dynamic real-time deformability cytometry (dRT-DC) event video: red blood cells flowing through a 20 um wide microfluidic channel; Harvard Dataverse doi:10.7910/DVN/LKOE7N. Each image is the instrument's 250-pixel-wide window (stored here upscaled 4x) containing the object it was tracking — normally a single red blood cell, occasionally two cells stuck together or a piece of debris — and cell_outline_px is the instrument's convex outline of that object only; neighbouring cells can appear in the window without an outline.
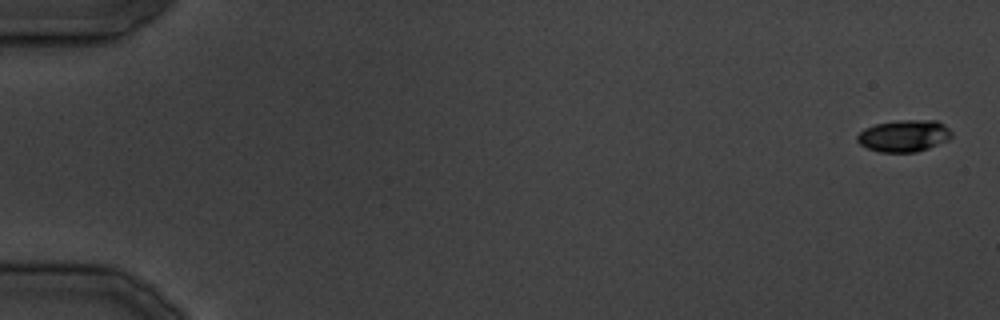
{"species": "common noctule bat (a hibernating species)", "species_latin": "Nyctalus noctula", "temperature_condition": "cold", "stored_images_in_passage": 37, "camera_frame_rate_fps": 3000, "um_per_image_px": 0.085, "animal": {"sex": "male", "body_mass_g": 19.5, "forearm_length_mm": 54.6}, "frame": {"image": 1, "passage_image": 1, "time_ms": 0.0, "image_size_px": [1000, 320], "cell_outline_px": [[952, 136], [948, 140], [928, 148], [916, 152], [880, 152], [868, 148], [860, 144], [856, 140], [856, 136], [864, 128], [876, 124], [900, 120], [936, 120], [944, 124], [952, 132]], "centroid_in_image_um": [76.84, 11.54], "position_along_channel_um": 8.2, "area_um2": 17.51}}
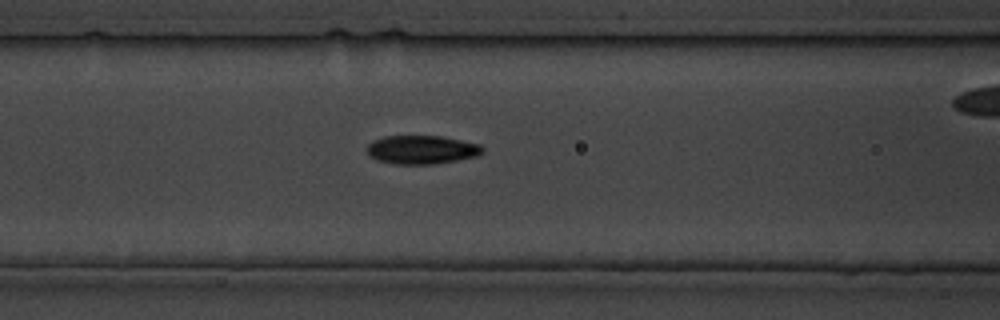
{"frame": {"image": 2, "passage_image": 16, "time_ms": 18.333, "image_size_px": [1000, 320], "cell_outline_px": [[484, 152], [480, 156], [436, 164], [396, 164], [376, 160], [368, 156], [364, 148], [372, 140], [384, 136], [440, 136], [480, 144], [484, 148]], "centroid_in_image_um": [35.82, 12.73], "position_along_channel_um": 130.8, "area_um2": 19.65}}
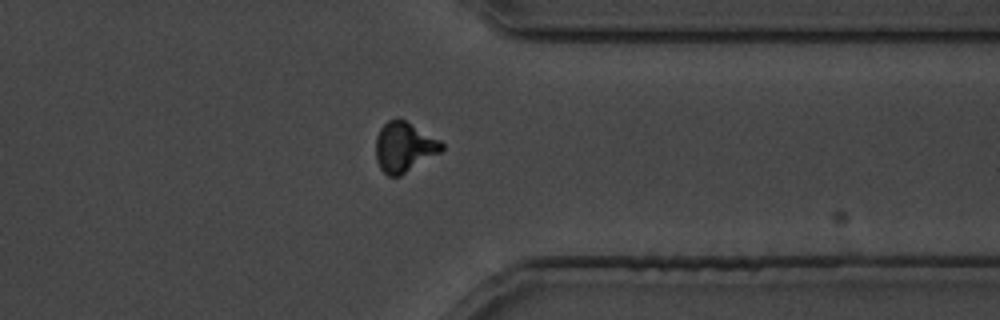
{"frame": {"image": 3, "passage_image": 29, "time_ms": 34.667, "image_size_px": [1000, 320], "cell_outline_px": [[444, 148], [440, 152], [400, 176], [388, 176], [380, 168], [376, 160], [376, 136], [380, 128], [388, 120], [404, 120], [440, 140], [444, 144]], "centroid_in_image_um": [34.34, 12.52], "position_along_channel_um": 377.1, "area_um2": 18.9}}